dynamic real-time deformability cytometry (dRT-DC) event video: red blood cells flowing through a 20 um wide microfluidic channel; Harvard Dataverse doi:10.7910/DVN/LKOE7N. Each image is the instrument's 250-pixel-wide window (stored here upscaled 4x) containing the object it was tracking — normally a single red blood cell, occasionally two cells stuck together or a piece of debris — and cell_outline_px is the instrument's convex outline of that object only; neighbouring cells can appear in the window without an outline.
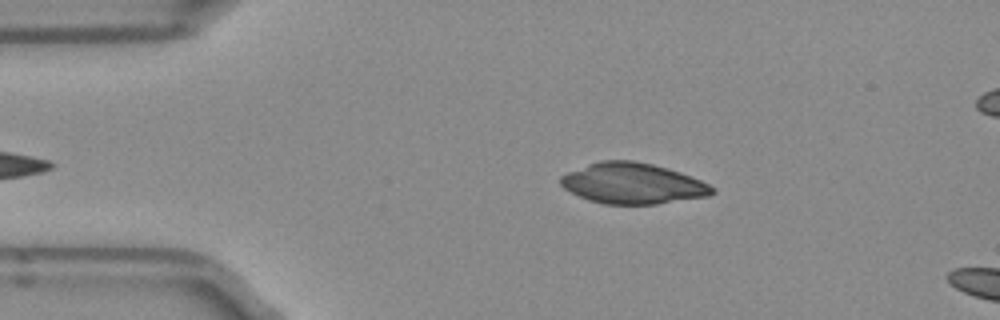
{"species": "Egyptian fruit bat (a non-hibernating species)", "species_latin": "Rousettus aegyptiacus", "temperature_condition": "room temperature", "stored_images_in_passage": 39, "camera_frame_rate_fps": 3000, "um_per_image_px": 0.085, "frame": {"image": 1, "passage_image": 4, "time_ms": 1.0, "image_size_px": [1000, 320], "cell_outline_px": [[716, 192], [708, 196], [656, 204], [604, 204], [588, 200], [564, 188], [560, 184], [560, 176], [568, 172], [588, 164], [600, 160], [632, 160], [652, 164], [668, 168], [680, 172], [700, 180], [716, 188]], "centroid_in_image_um": [53.78, 15.59], "position_along_channel_um": 31.2, "area_um2": 35.95}}
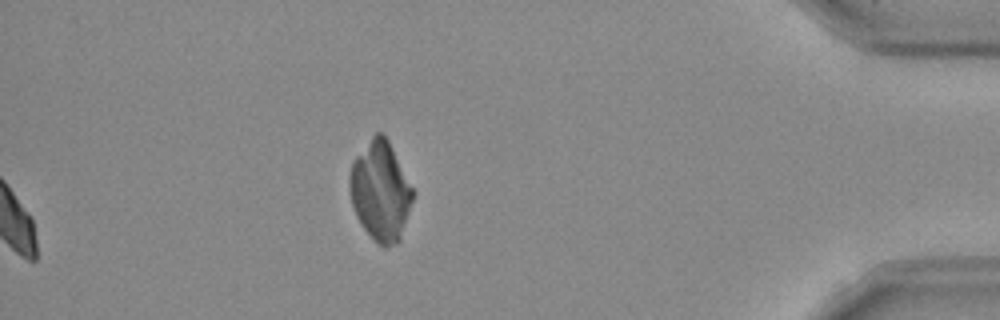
{"frame": {"image": 2, "passage_image": 39, "time_ms": 12.667, "image_size_px": [1000, 320], "cell_outline_px": [[412, 200], [400, 240], [396, 244], [384, 248], [364, 228], [356, 216], [352, 204], [348, 184], [348, 180], [352, 164], [356, 156], [372, 136], [376, 132], [384, 132], [412, 188]], "centroid_in_image_um": [32.31, 16.23], "position_along_channel_um": 402.9, "area_um2": 35.95}}